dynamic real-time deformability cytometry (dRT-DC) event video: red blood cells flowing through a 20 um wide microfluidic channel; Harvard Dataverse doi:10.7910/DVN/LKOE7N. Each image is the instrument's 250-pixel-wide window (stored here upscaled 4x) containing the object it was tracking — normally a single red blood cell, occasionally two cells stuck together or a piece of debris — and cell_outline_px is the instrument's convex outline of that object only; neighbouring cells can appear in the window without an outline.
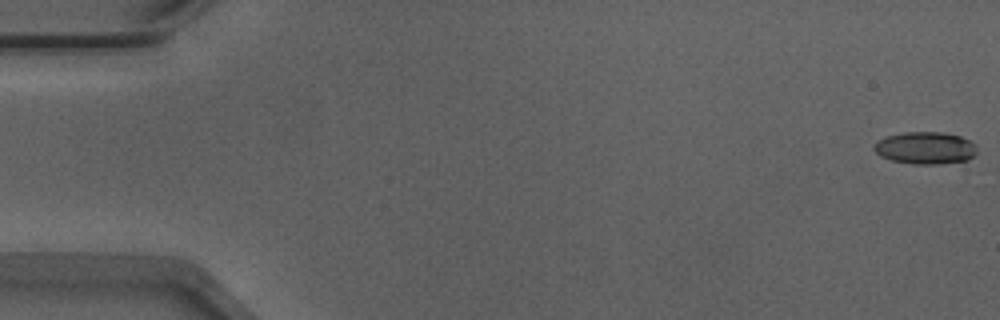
{"species": "Egyptian fruit bat (a non-hibernating species)", "species_latin": "Rousettus aegyptiacus", "temperature_condition": "warm", "stored_images_in_passage": 21, "camera_frame_rate_fps": 3000, "um_per_image_px": 0.085, "animal": {"sex": "male"}, "frame": {"image": 1, "passage_image": 1, "time_ms": 0.0, "image_size_px": [1000, 320], "cell_outline_px": [[976, 152], [968, 160], [940, 164], [912, 164], [892, 160], [880, 156], [872, 148], [880, 140], [888, 136], [904, 132], [944, 132], [960, 136], [976, 144]], "centroid_in_image_um": [78.67, 12.58], "position_along_channel_um": 6.3, "area_um2": 19.25}}
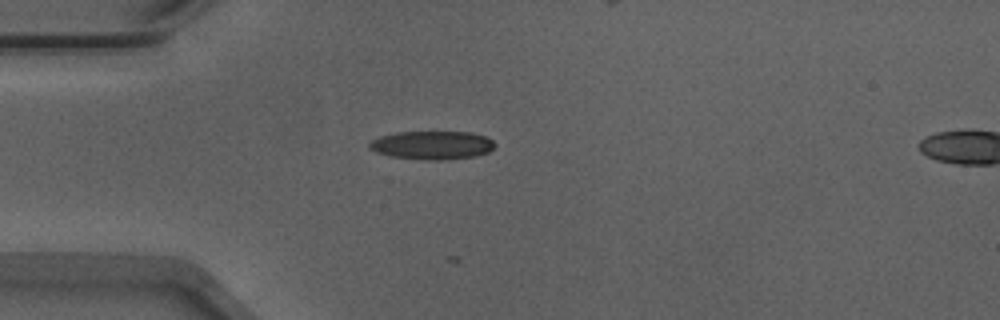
{"frame": {"image": 2, "passage_image": 15, "time_ms": 4.667, "image_size_px": [1000, 320], "cell_outline_px": [[496, 144], [488, 152], [476, 156], [444, 160], [424, 160], [392, 156], [376, 152], [368, 148], [368, 144], [372, 140], [380, 136], [396, 132], [472, 132], [488, 136]], "centroid_in_image_um": [36.75, 12.33], "position_along_channel_um": 48.3, "area_um2": 20.92}}